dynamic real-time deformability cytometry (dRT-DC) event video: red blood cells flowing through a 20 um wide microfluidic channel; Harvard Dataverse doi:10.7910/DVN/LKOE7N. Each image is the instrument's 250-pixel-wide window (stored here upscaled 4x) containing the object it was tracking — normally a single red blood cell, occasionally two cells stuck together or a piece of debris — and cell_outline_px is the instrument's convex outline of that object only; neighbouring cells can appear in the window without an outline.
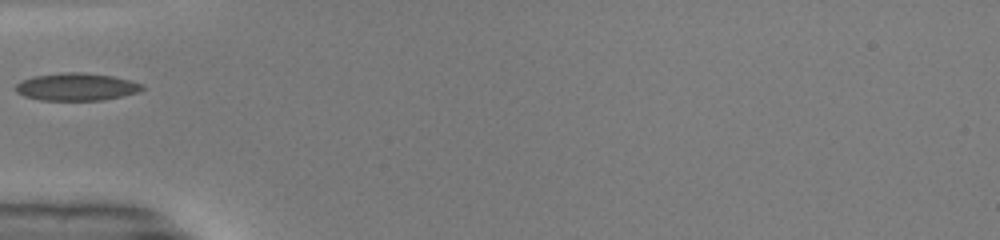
{"species": "common noctule bat (a hibernating species)", "species_latin": "Nyctalus noctula", "temperature_condition": "warm", "stored_images_in_passage": 33, "camera_frame_rate_fps": 3000, "um_per_image_px": 0.085, "animal": {"sex": "male", "body_mass_g": 19.0, "forearm_length_mm": 50.8}, "frame": {"image": 1, "passage_image": 1, "time_ms": 0.0, "image_size_px": [1000, 240], "cell_outline_px": [[144, 88], [140, 92], [100, 100], [40, 100], [24, 96], [16, 92], [16, 84], [20, 80], [32, 76], [64, 72], [80, 72], [112, 76], [132, 80], [144, 84]], "centroid_in_image_um": [6.49, 7.37], "position_along_channel_um": 78.5, "area_um2": 20.4}}
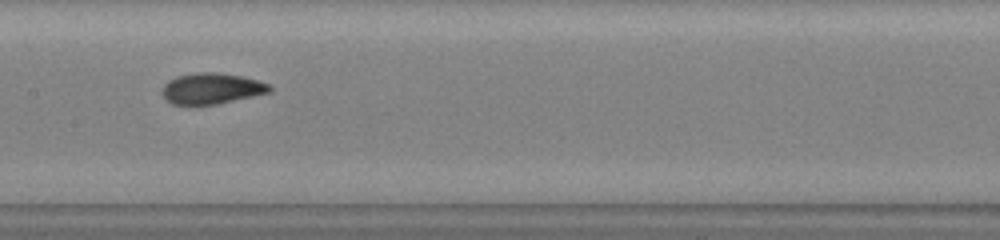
{"frame": {"image": 2, "passage_image": 9, "time_ms": 2.667, "image_size_px": [1000, 240], "cell_outline_px": [[272, 92], [216, 104], [172, 104], [164, 96], [164, 84], [168, 80], [176, 76], [196, 72], [216, 72], [240, 76], [256, 80], [268, 84], [272, 88]], "centroid_in_image_um": [18.0, 7.51], "position_along_channel_um": 189.4, "area_um2": 19.07}}
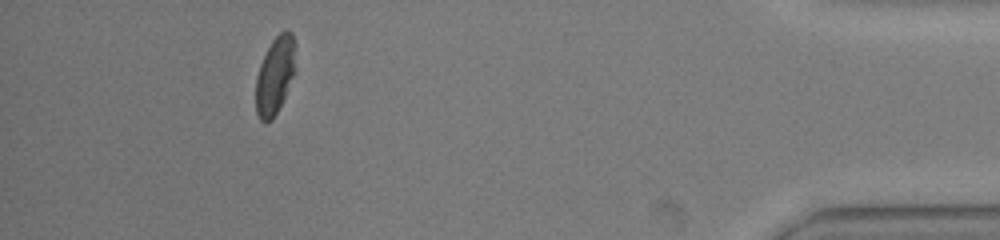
{"frame": {"image": 3, "passage_image": 29, "time_ms": 9.333, "image_size_px": [1000, 240], "cell_outline_px": [[296, 44], [292, 76], [284, 96], [272, 120], [264, 124], [260, 120], [256, 112], [256, 76], [260, 64], [272, 40], [284, 28], [288, 28], [292, 32]], "centroid_in_image_um": [23.36, 6.37], "position_along_channel_um": 411.8, "area_um2": 17.74}}